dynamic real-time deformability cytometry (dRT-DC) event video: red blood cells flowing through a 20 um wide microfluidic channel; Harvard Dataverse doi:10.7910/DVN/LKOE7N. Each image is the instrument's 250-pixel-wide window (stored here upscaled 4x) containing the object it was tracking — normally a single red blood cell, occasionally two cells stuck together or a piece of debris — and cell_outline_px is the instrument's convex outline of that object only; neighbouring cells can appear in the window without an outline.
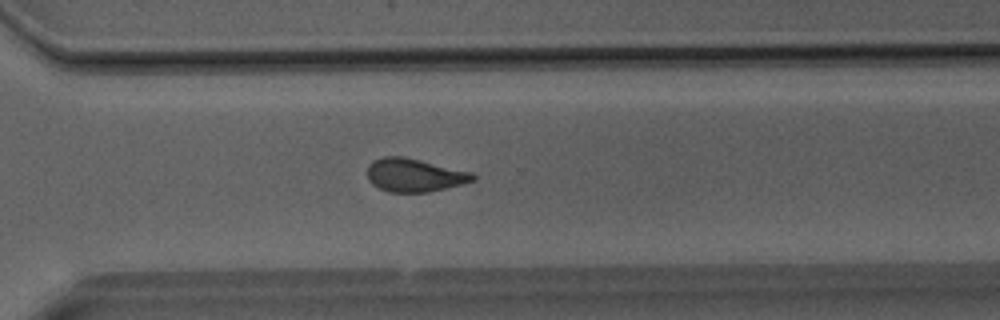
{"species": "Egyptian fruit bat (a non-hibernating species)", "species_latin": "Rousettus aegyptiacus", "temperature_condition": "room temperature", "stored_images_in_passage": 38, "camera_frame_rate_fps": 3000, "um_per_image_px": 0.085, "animal": {"sex": "male"}, "frame": {"image": 1, "passage_image": 27, "time_ms": 8.667, "image_size_px": [1000, 320], "cell_outline_px": [[476, 180], [428, 192], [388, 192], [372, 184], [368, 180], [368, 164], [384, 156], [404, 156], [472, 172], [476, 176]], "centroid_in_image_um": [35.22, 14.88], "position_along_channel_um": 335.4, "area_um2": 20.35}}
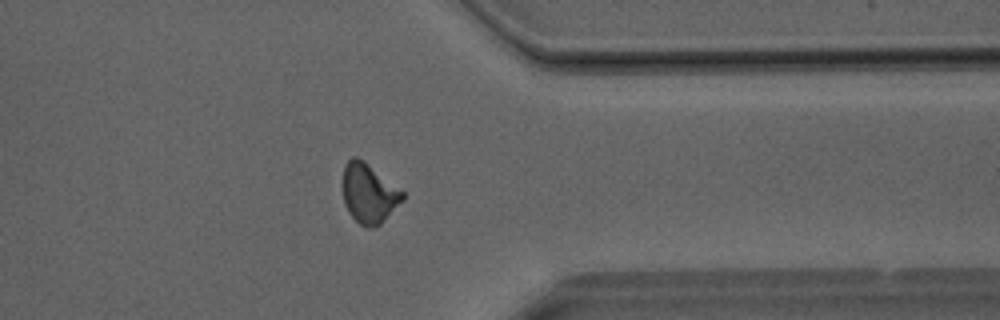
{"frame": {"image": 2, "passage_image": 30, "time_ms": 9.667, "image_size_px": [1000, 320], "cell_outline_px": [[404, 200], [380, 224], [372, 228], [364, 228], [348, 212], [344, 204], [344, 164], [352, 156], [356, 156], [404, 192]], "centroid_in_image_um": [31.35, 16.47], "position_along_channel_um": 380.0, "area_um2": 20.35}}
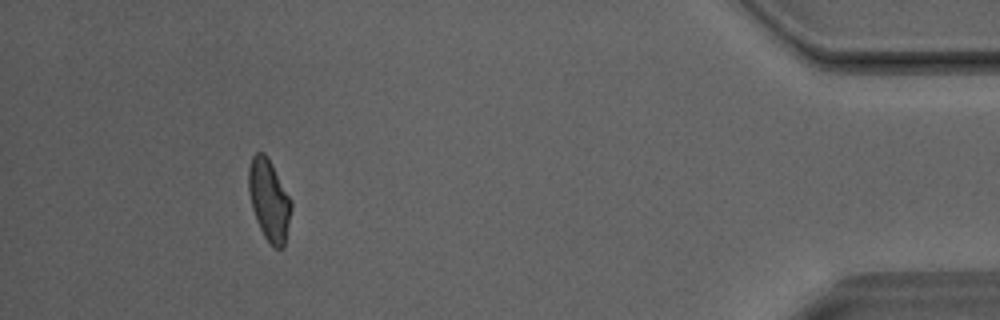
{"frame": {"image": 3, "passage_image": 35, "time_ms": 11.333, "image_size_px": [1000, 320], "cell_outline_px": [[292, 208], [284, 244], [280, 248], [276, 248], [264, 236], [256, 220], [252, 208], [248, 192], [248, 168], [252, 156], [256, 152], [264, 152], [272, 164], [292, 200]], "centroid_in_image_um": [22.86, 16.96], "position_along_channel_um": 412.3, "area_um2": 20.11}}